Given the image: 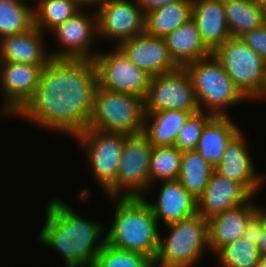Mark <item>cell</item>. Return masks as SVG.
Listing matches in <instances>:
<instances>
[{
    "instance_id": "obj_1",
    "label": "cell",
    "mask_w": 266,
    "mask_h": 267,
    "mask_svg": "<svg viewBox=\"0 0 266 267\" xmlns=\"http://www.w3.org/2000/svg\"><path fill=\"white\" fill-rule=\"evenodd\" d=\"M97 85L94 60L52 58L34 96L15 117L73 138L88 127Z\"/></svg>"
},
{
    "instance_id": "obj_2",
    "label": "cell",
    "mask_w": 266,
    "mask_h": 267,
    "mask_svg": "<svg viewBox=\"0 0 266 267\" xmlns=\"http://www.w3.org/2000/svg\"><path fill=\"white\" fill-rule=\"evenodd\" d=\"M48 203L46 219L38 234L40 244L59 252L66 267L93 265L106 243L104 225L82 218L59 198Z\"/></svg>"
},
{
    "instance_id": "obj_3",
    "label": "cell",
    "mask_w": 266,
    "mask_h": 267,
    "mask_svg": "<svg viewBox=\"0 0 266 267\" xmlns=\"http://www.w3.org/2000/svg\"><path fill=\"white\" fill-rule=\"evenodd\" d=\"M145 196L109 198L115 204V212L112 225L105 232L106 243L121 250L141 253L154 261L161 231Z\"/></svg>"
},
{
    "instance_id": "obj_4",
    "label": "cell",
    "mask_w": 266,
    "mask_h": 267,
    "mask_svg": "<svg viewBox=\"0 0 266 267\" xmlns=\"http://www.w3.org/2000/svg\"><path fill=\"white\" fill-rule=\"evenodd\" d=\"M169 235H159L155 260L159 267H196L208 247V220L196 213L166 225ZM205 249V250H204Z\"/></svg>"
},
{
    "instance_id": "obj_5",
    "label": "cell",
    "mask_w": 266,
    "mask_h": 267,
    "mask_svg": "<svg viewBox=\"0 0 266 267\" xmlns=\"http://www.w3.org/2000/svg\"><path fill=\"white\" fill-rule=\"evenodd\" d=\"M185 69L191 76L200 111L225 116L229 115L225 108L248 101L213 54L188 64Z\"/></svg>"
},
{
    "instance_id": "obj_6",
    "label": "cell",
    "mask_w": 266,
    "mask_h": 267,
    "mask_svg": "<svg viewBox=\"0 0 266 267\" xmlns=\"http://www.w3.org/2000/svg\"><path fill=\"white\" fill-rule=\"evenodd\" d=\"M144 99L136 95L106 90L97 85L90 130L136 135L144 130Z\"/></svg>"
},
{
    "instance_id": "obj_7",
    "label": "cell",
    "mask_w": 266,
    "mask_h": 267,
    "mask_svg": "<svg viewBox=\"0 0 266 267\" xmlns=\"http://www.w3.org/2000/svg\"><path fill=\"white\" fill-rule=\"evenodd\" d=\"M235 87L248 100L255 101L266 79V61L240 37H229L213 53Z\"/></svg>"
},
{
    "instance_id": "obj_8",
    "label": "cell",
    "mask_w": 266,
    "mask_h": 267,
    "mask_svg": "<svg viewBox=\"0 0 266 267\" xmlns=\"http://www.w3.org/2000/svg\"><path fill=\"white\" fill-rule=\"evenodd\" d=\"M152 149L153 145L143 132L125 138L116 181L105 193L109 198L143 197L148 192Z\"/></svg>"
},
{
    "instance_id": "obj_9",
    "label": "cell",
    "mask_w": 266,
    "mask_h": 267,
    "mask_svg": "<svg viewBox=\"0 0 266 267\" xmlns=\"http://www.w3.org/2000/svg\"><path fill=\"white\" fill-rule=\"evenodd\" d=\"M127 134L85 129L76 139L84 150L91 173L106 193L115 183Z\"/></svg>"
},
{
    "instance_id": "obj_10",
    "label": "cell",
    "mask_w": 266,
    "mask_h": 267,
    "mask_svg": "<svg viewBox=\"0 0 266 267\" xmlns=\"http://www.w3.org/2000/svg\"><path fill=\"white\" fill-rule=\"evenodd\" d=\"M181 110L192 114L200 111L190 74L185 68L153 76L144 98V112Z\"/></svg>"
},
{
    "instance_id": "obj_11",
    "label": "cell",
    "mask_w": 266,
    "mask_h": 267,
    "mask_svg": "<svg viewBox=\"0 0 266 267\" xmlns=\"http://www.w3.org/2000/svg\"><path fill=\"white\" fill-rule=\"evenodd\" d=\"M93 60L100 87L145 98L151 76L138 68L118 46L110 53L98 51Z\"/></svg>"
},
{
    "instance_id": "obj_12",
    "label": "cell",
    "mask_w": 266,
    "mask_h": 267,
    "mask_svg": "<svg viewBox=\"0 0 266 267\" xmlns=\"http://www.w3.org/2000/svg\"><path fill=\"white\" fill-rule=\"evenodd\" d=\"M57 42V49L49 51L54 59H91L98 51H94L93 43L98 40L97 13L90 15L84 8L73 17L59 24L49 32ZM96 36V37H95ZM96 39V40H95ZM95 40V41H94Z\"/></svg>"
},
{
    "instance_id": "obj_13",
    "label": "cell",
    "mask_w": 266,
    "mask_h": 267,
    "mask_svg": "<svg viewBox=\"0 0 266 267\" xmlns=\"http://www.w3.org/2000/svg\"><path fill=\"white\" fill-rule=\"evenodd\" d=\"M96 13L98 39L116 41L119 46L144 34V13L137 0H106L97 7Z\"/></svg>"
},
{
    "instance_id": "obj_14",
    "label": "cell",
    "mask_w": 266,
    "mask_h": 267,
    "mask_svg": "<svg viewBox=\"0 0 266 267\" xmlns=\"http://www.w3.org/2000/svg\"><path fill=\"white\" fill-rule=\"evenodd\" d=\"M46 65L0 62V87L3 92L0 115L16 116L32 99Z\"/></svg>"
},
{
    "instance_id": "obj_15",
    "label": "cell",
    "mask_w": 266,
    "mask_h": 267,
    "mask_svg": "<svg viewBox=\"0 0 266 267\" xmlns=\"http://www.w3.org/2000/svg\"><path fill=\"white\" fill-rule=\"evenodd\" d=\"M245 141V136L240 130L227 144L223 157L214 170L225 178L242 184L255 196L264 182V176L256 172Z\"/></svg>"
},
{
    "instance_id": "obj_16",
    "label": "cell",
    "mask_w": 266,
    "mask_h": 267,
    "mask_svg": "<svg viewBox=\"0 0 266 267\" xmlns=\"http://www.w3.org/2000/svg\"><path fill=\"white\" fill-rule=\"evenodd\" d=\"M254 196L240 183L213 171L204 192L197 198V213L206 220L225 210L247 204Z\"/></svg>"
},
{
    "instance_id": "obj_17",
    "label": "cell",
    "mask_w": 266,
    "mask_h": 267,
    "mask_svg": "<svg viewBox=\"0 0 266 267\" xmlns=\"http://www.w3.org/2000/svg\"><path fill=\"white\" fill-rule=\"evenodd\" d=\"M118 47L151 77L179 68L172 60L163 38L151 37L144 33L122 42Z\"/></svg>"
},
{
    "instance_id": "obj_18",
    "label": "cell",
    "mask_w": 266,
    "mask_h": 267,
    "mask_svg": "<svg viewBox=\"0 0 266 267\" xmlns=\"http://www.w3.org/2000/svg\"><path fill=\"white\" fill-rule=\"evenodd\" d=\"M253 202L252 198L247 204L225 210L208 220V249L211 252L216 254L243 236L248 221L260 208Z\"/></svg>"
},
{
    "instance_id": "obj_19",
    "label": "cell",
    "mask_w": 266,
    "mask_h": 267,
    "mask_svg": "<svg viewBox=\"0 0 266 267\" xmlns=\"http://www.w3.org/2000/svg\"><path fill=\"white\" fill-rule=\"evenodd\" d=\"M156 202L148 204L158 225L178 222L197 213V199L178 180L162 181Z\"/></svg>"
},
{
    "instance_id": "obj_20",
    "label": "cell",
    "mask_w": 266,
    "mask_h": 267,
    "mask_svg": "<svg viewBox=\"0 0 266 267\" xmlns=\"http://www.w3.org/2000/svg\"><path fill=\"white\" fill-rule=\"evenodd\" d=\"M44 33L35 26L0 39V62L46 65L52 58L43 45Z\"/></svg>"
},
{
    "instance_id": "obj_21",
    "label": "cell",
    "mask_w": 266,
    "mask_h": 267,
    "mask_svg": "<svg viewBox=\"0 0 266 267\" xmlns=\"http://www.w3.org/2000/svg\"><path fill=\"white\" fill-rule=\"evenodd\" d=\"M192 18L203 43L212 53L231 37L223 0H192Z\"/></svg>"
},
{
    "instance_id": "obj_22",
    "label": "cell",
    "mask_w": 266,
    "mask_h": 267,
    "mask_svg": "<svg viewBox=\"0 0 266 267\" xmlns=\"http://www.w3.org/2000/svg\"><path fill=\"white\" fill-rule=\"evenodd\" d=\"M169 54L179 68L207 58L212 52L203 43L197 23L191 18L164 38Z\"/></svg>"
},
{
    "instance_id": "obj_23",
    "label": "cell",
    "mask_w": 266,
    "mask_h": 267,
    "mask_svg": "<svg viewBox=\"0 0 266 267\" xmlns=\"http://www.w3.org/2000/svg\"><path fill=\"white\" fill-rule=\"evenodd\" d=\"M229 115L213 116L204 126L196 149L212 166L216 167L230 140L240 131Z\"/></svg>"
},
{
    "instance_id": "obj_24",
    "label": "cell",
    "mask_w": 266,
    "mask_h": 267,
    "mask_svg": "<svg viewBox=\"0 0 266 267\" xmlns=\"http://www.w3.org/2000/svg\"><path fill=\"white\" fill-rule=\"evenodd\" d=\"M192 18V0H177L144 13V33L164 38Z\"/></svg>"
},
{
    "instance_id": "obj_25",
    "label": "cell",
    "mask_w": 266,
    "mask_h": 267,
    "mask_svg": "<svg viewBox=\"0 0 266 267\" xmlns=\"http://www.w3.org/2000/svg\"><path fill=\"white\" fill-rule=\"evenodd\" d=\"M191 114L181 110L145 113L143 133L153 147L174 146L180 129Z\"/></svg>"
},
{
    "instance_id": "obj_26",
    "label": "cell",
    "mask_w": 266,
    "mask_h": 267,
    "mask_svg": "<svg viewBox=\"0 0 266 267\" xmlns=\"http://www.w3.org/2000/svg\"><path fill=\"white\" fill-rule=\"evenodd\" d=\"M231 37L258 29L266 23V11L258 0H223Z\"/></svg>"
},
{
    "instance_id": "obj_27",
    "label": "cell",
    "mask_w": 266,
    "mask_h": 267,
    "mask_svg": "<svg viewBox=\"0 0 266 267\" xmlns=\"http://www.w3.org/2000/svg\"><path fill=\"white\" fill-rule=\"evenodd\" d=\"M214 171L197 150L182 154L178 181L194 197L198 198L207 187Z\"/></svg>"
},
{
    "instance_id": "obj_28",
    "label": "cell",
    "mask_w": 266,
    "mask_h": 267,
    "mask_svg": "<svg viewBox=\"0 0 266 267\" xmlns=\"http://www.w3.org/2000/svg\"><path fill=\"white\" fill-rule=\"evenodd\" d=\"M35 5L34 26L48 34L82 9L76 0H39Z\"/></svg>"
},
{
    "instance_id": "obj_29",
    "label": "cell",
    "mask_w": 266,
    "mask_h": 267,
    "mask_svg": "<svg viewBox=\"0 0 266 267\" xmlns=\"http://www.w3.org/2000/svg\"><path fill=\"white\" fill-rule=\"evenodd\" d=\"M27 1L0 0V39L34 27V6Z\"/></svg>"
},
{
    "instance_id": "obj_30",
    "label": "cell",
    "mask_w": 266,
    "mask_h": 267,
    "mask_svg": "<svg viewBox=\"0 0 266 267\" xmlns=\"http://www.w3.org/2000/svg\"><path fill=\"white\" fill-rule=\"evenodd\" d=\"M182 154L183 152L175 146L153 147L150 156L148 191L152 190L156 182L178 180Z\"/></svg>"
},
{
    "instance_id": "obj_31",
    "label": "cell",
    "mask_w": 266,
    "mask_h": 267,
    "mask_svg": "<svg viewBox=\"0 0 266 267\" xmlns=\"http://www.w3.org/2000/svg\"><path fill=\"white\" fill-rule=\"evenodd\" d=\"M257 240L238 238L225 245L217 253L219 267H255L260 261Z\"/></svg>"
},
{
    "instance_id": "obj_32",
    "label": "cell",
    "mask_w": 266,
    "mask_h": 267,
    "mask_svg": "<svg viewBox=\"0 0 266 267\" xmlns=\"http://www.w3.org/2000/svg\"><path fill=\"white\" fill-rule=\"evenodd\" d=\"M153 261L137 252L121 250L105 243L95 258V267H150Z\"/></svg>"
},
{
    "instance_id": "obj_33",
    "label": "cell",
    "mask_w": 266,
    "mask_h": 267,
    "mask_svg": "<svg viewBox=\"0 0 266 267\" xmlns=\"http://www.w3.org/2000/svg\"><path fill=\"white\" fill-rule=\"evenodd\" d=\"M213 116L208 111L191 114L180 129L174 146L181 152L195 150L205 124Z\"/></svg>"
},
{
    "instance_id": "obj_34",
    "label": "cell",
    "mask_w": 266,
    "mask_h": 267,
    "mask_svg": "<svg viewBox=\"0 0 266 267\" xmlns=\"http://www.w3.org/2000/svg\"><path fill=\"white\" fill-rule=\"evenodd\" d=\"M240 38L266 61V23L258 29L244 33Z\"/></svg>"
},
{
    "instance_id": "obj_35",
    "label": "cell",
    "mask_w": 266,
    "mask_h": 267,
    "mask_svg": "<svg viewBox=\"0 0 266 267\" xmlns=\"http://www.w3.org/2000/svg\"><path fill=\"white\" fill-rule=\"evenodd\" d=\"M263 230V207L250 218L248 221L243 238H249L250 240H259Z\"/></svg>"
},
{
    "instance_id": "obj_36",
    "label": "cell",
    "mask_w": 266,
    "mask_h": 267,
    "mask_svg": "<svg viewBox=\"0 0 266 267\" xmlns=\"http://www.w3.org/2000/svg\"><path fill=\"white\" fill-rule=\"evenodd\" d=\"M175 1L177 0H137V3L139 4L143 13H146L163 7L166 4L173 3Z\"/></svg>"
},
{
    "instance_id": "obj_37",
    "label": "cell",
    "mask_w": 266,
    "mask_h": 267,
    "mask_svg": "<svg viewBox=\"0 0 266 267\" xmlns=\"http://www.w3.org/2000/svg\"><path fill=\"white\" fill-rule=\"evenodd\" d=\"M259 254L261 257H266V209L263 208V230L262 235L257 243Z\"/></svg>"
},
{
    "instance_id": "obj_38",
    "label": "cell",
    "mask_w": 266,
    "mask_h": 267,
    "mask_svg": "<svg viewBox=\"0 0 266 267\" xmlns=\"http://www.w3.org/2000/svg\"><path fill=\"white\" fill-rule=\"evenodd\" d=\"M106 0H76V2L82 7V8H91L92 6L97 8L100 4L104 3ZM87 6V7H86Z\"/></svg>"
},
{
    "instance_id": "obj_39",
    "label": "cell",
    "mask_w": 266,
    "mask_h": 267,
    "mask_svg": "<svg viewBox=\"0 0 266 267\" xmlns=\"http://www.w3.org/2000/svg\"><path fill=\"white\" fill-rule=\"evenodd\" d=\"M262 98L266 100V79H265L264 86H263L261 92L255 98V100L256 99H258V100L260 99L261 100Z\"/></svg>"
},
{
    "instance_id": "obj_40",
    "label": "cell",
    "mask_w": 266,
    "mask_h": 267,
    "mask_svg": "<svg viewBox=\"0 0 266 267\" xmlns=\"http://www.w3.org/2000/svg\"><path fill=\"white\" fill-rule=\"evenodd\" d=\"M255 267H266V257H261L260 261Z\"/></svg>"
},
{
    "instance_id": "obj_41",
    "label": "cell",
    "mask_w": 266,
    "mask_h": 267,
    "mask_svg": "<svg viewBox=\"0 0 266 267\" xmlns=\"http://www.w3.org/2000/svg\"><path fill=\"white\" fill-rule=\"evenodd\" d=\"M260 5L264 8V10L266 11V0H258Z\"/></svg>"
},
{
    "instance_id": "obj_42",
    "label": "cell",
    "mask_w": 266,
    "mask_h": 267,
    "mask_svg": "<svg viewBox=\"0 0 266 267\" xmlns=\"http://www.w3.org/2000/svg\"><path fill=\"white\" fill-rule=\"evenodd\" d=\"M72 267H95L94 265H86V266H72Z\"/></svg>"
},
{
    "instance_id": "obj_43",
    "label": "cell",
    "mask_w": 266,
    "mask_h": 267,
    "mask_svg": "<svg viewBox=\"0 0 266 267\" xmlns=\"http://www.w3.org/2000/svg\"><path fill=\"white\" fill-rule=\"evenodd\" d=\"M150 267H158V266H157L156 264L153 263Z\"/></svg>"
}]
</instances>
